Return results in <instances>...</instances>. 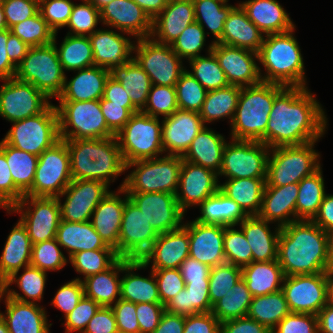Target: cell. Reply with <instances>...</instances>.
<instances>
[{"label": "cell", "instance_id": "2644e50d", "mask_svg": "<svg viewBox=\"0 0 333 333\" xmlns=\"http://www.w3.org/2000/svg\"><path fill=\"white\" fill-rule=\"evenodd\" d=\"M101 306L93 299L82 297L77 306L65 317L66 333H83L88 322Z\"/></svg>", "mask_w": 333, "mask_h": 333}, {"label": "cell", "instance_id": "4316f807", "mask_svg": "<svg viewBox=\"0 0 333 333\" xmlns=\"http://www.w3.org/2000/svg\"><path fill=\"white\" fill-rule=\"evenodd\" d=\"M88 37L95 66L111 71L114 67L124 66L132 59L134 44L128 37L105 29H97Z\"/></svg>", "mask_w": 333, "mask_h": 333}, {"label": "cell", "instance_id": "03108f58", "mask_svg": "<svg viewBox=\"0 0 333 333\" xmlns=\"http://www.w3.org/2000/svg\"><path fill=\"white\" fill-rule=\"evenodd\" d=\"M206 33L199 23L188 25L170 44L172 50L181 58L191 60L198 56L205 44Z\"/></svg>", "mask_w": 333, "mask_h": 333}, {"label": "cell", "instance_id": "30bf717a", "mask_svg": "<svg viewBox=\"0 0 333 333\" xmlns=\"http://www.w3.org/2000/svg\"><path fill=\"white\" fill-rule=\"evenodd\" d=\"M159 117L134 113L116 134L125 164L159 157L164 152Z\"/></svg>", "mask_w": 333, "mask_h": 333}, {"label": "cell", "instance_id": "09005b40", "mask_svg": "<svg viewBox=\"0 0 333 333\" xmlns=\"http://www.w3.org/2000/svg\"><path fill=\"white\" fill-rule=\"evenodd\" d=\"M221 323L211 313L192 314L185 317L183 333H220Z\"/></svg>", "mask_w": 333, "mask_h": 333}, {"label": "cell", "instance_id": "2a66077c", "mask_svg": "<svg viewBox=\"0 0 333 333\" xmlns=\"http://www.w3.org/2000/svg\"><path fill=\"white\" fill-rule=\"evenodd\" d=\"M165 306L161 303H137L136 316L140 326V333H152L159 325Z\"/></svg>", "mask_w": 333, "mask_h": 333}, {"label": "cell", "instance_id": "89a4df30", "mask_svg": "<svg viewBox=\"0 0 333 333\" xmlns=\"http://www.w3.org/2000/svg\"><path fill=\"white\" fill-rule=\"evenodd\" d=\"M271 333H319L317 315L290 312Z\"/></svg>", "mask_w": 333, "mask_h": 333}, {"label": "cell", "instance_id": "7dc6e473", "mask_svg": "<svg viewBox=\"0 0 333 333\" xmlns=\"http://www.w3.org/2000/svg\"><path fill=\"white\" fill-rule=\"evenodd\" d=\"M241 86L228 85L217 90L207 91L200 113L203 123L228 117L230 122L234 118Z\"/></svg>", "mask_w": 333, "mask_h": 333}, {"label": "cell", "instance_id": "bcb514c9", "mask_svg": "<svg viewBox=\"0 0 333 333\" xmlns=\"http://www.w3.org/2000/svg\"><path fill=\"white\" fill-rule=\"evenodd\" d=\"M23 269L24 272L19 276V278L17 277V273H13L0 287L3 291V295H7L8 297L20 302L36 304L37 301L43 298L44 287L47 279L46 271H42L31 265L26 266ZM15 282L22 293H24V296L8 288Z\"/></svg>", "mask_w": 333, "mask_h": 333}, {"label": "cell", "instance_id": "e575fe53", "mask_svg": "<svg viewBox=\"0 0 333 333\" xmlns=\"http://www.w3.org/2000/svg\"><path fill=\"white\" fill-rule=\"evenodd\" d=\"M145 267L147 266L141 260L122 258V272L127 274L121 278L120 299L135 304L161 303L153 270H151L150 278L132 272Z\"/></svg>", "mask_w": 333, "mask_h": 333}, {"label": "cell", "instance_id": "11a10c76", "mask_svg": "<svg viewBox=\"0 0 333 333\" xmlns=\"http://www.w3.org/2000/svg\"><path fill=\"white\" fill-rule=\"evenodd\" d=\"M212 44L208 48V56H198L189 60L191 75L207 90H217L229 85L219 61L212 52Z\"/></svg>", "mask_w": 333, "mask_h": 333}, {"label": "cell", "instance_id": "836d02e7", "mask_svg": "<svg viewBox=\"0 0 333 333\" xmlns=\"http://www.w3.org/2000/svg\"><path fill=\"white\" fill-rule=\"evenodd\" d=\"M270 222L258 215L247 216L241 223L242 229L252 250V262H268L277 260L278 240L280 227H276L272 233Z\"/></svg>", "mask_w": 333, "mask_h": 333}, {"label": "cell", "instance_id": "11e5206c", "mask_svg": "<svg viewBox=\"0 0 333 333\" xmlns=\"http://www.w3.org/2000/svg\"><path fill=\"white\" fill-rule=\"evenodd\" d=\"M116 317L119 333H138L140 326L136 316V304L122 299L111 307Z\"/></svg>", "mask_w": 333, "mask_h": 333}, {"label": "cell", "instance_id": "ab89813d", "mask_svg": "<svg viewBox=\"0 0 333 333\" xmlns=\"http://www.w3.org/2000/svg\"><path fill=\"white\" fill-rule=\"evenodd\" d=\"M242 269V279L253 297L282 290L284 273L277 260L252 262Z\"/></svg>", "mask_w": 333, "mask_h": 333}, {"label": "cell", "instance_id": "8fae6325", "mask_svg": "<svg viewBox=\"0 0 333 333\" xmlns=\"http://www.w3.org/2000/svg\"><path fill=\"white\" fill-rule=\"evenodd\" d=\"M12 123L3 140L21 151L39 156L60 140L58 114L53 104L42 113Z\"/></svg>", "mask_w": 333, "mask_h": 333}, {"label": "cell", "instance_id": "ee69618b", "mask_svg": "<svg viewBox=\"0 0 333 333\" xmlns=\"http://www.w3.org/2000/svg\"><path fill=\"white\" fill-rule=\"evenodd\" d=\"M212 307L209 298V281L185 282V288L165 305V311L186 317L211 312Z\"/></svg>", "mask_w": 333, "mask_h": 333}, {"label": "cell", "instance_id": "4fadbf2b", "mask_svg": "<svg viewBox=\"0 0 333 333\" xmlns=\"http://www.w3.org/2000/svg\"><path fill=\"white\" fill-rule=\"evenodd\" d=\"M270 148L260 141L237 140L227 143L219 175L228 179L267 178Z\"/></svg>", "mask_w": 333, "mask_h": 333}, {"label": "cell", "instance_id": "681fc988", "mask_svg": "<svg viewBox=\"0 0 333 333\" xmlns=\"http://www.w3.org/2000/svg\"><path fill=\"white\" fill-rule=\"evenodd\" d=\"M298 185L299 194L296 200V221L312 220L317 214L326 194L321 167L312 175L301 179Z\"/></svg>", "mask_w": 333, "mask_h": 333}, {"label": "cell", "instance_id": "ffe728a7", "mask_svg": "<svg viewBox=\"0 0 333 333\" xmlns=\"http://www.w3.org/2000/svg\"><path fill=\"white\" fill-rule=\"evenodd\" d=\"M127 194L158 234L177 230L182 226L184 212L180 209L175 194L165 192H127Z\"/></svg>", "mask_w": 333, "mask_h": 333}, {"label": "cell", "instance_id": "ac0fdd59", "mask_svg": "<svg viewBox=\"0 0 333 333\" xmlns=\"http://www.w3.org/2000/svg\"><path fill=\"white\" fill-rule=\"evenodd\" d=\"M158 236L144 214L128 198L125 201L119 231V257L141 260Z\"/></svg>", "mask_w": 333, "mask_h": 333}, {"label": "cell", "instance_id": "003e7915", "mask_svg": "<svg viewBox=\"0 0 333 333\" xmlns=\"http://www.w3.org/2000/svg\"><path fill=\"white\" fill-rule=\"evenodd\" d=\"M74 4L71 0H40L39 11L48 26L58 33L59 28L67 25Z\"/></svg>", "mask_w": 333, "mask_h": 333}, {"label": "cell", "instance_id": "816d5d0a", "mask_svg": "<svg viewBox=\"0 0 333 333\" xmlns=\"http://www.w3.org/2000/svg\"><path fill=\"white\" fill-rule=\"evenodd\" d=\"M59 61L64 71H77L95 66L91 43L88 36H65L59 49Z\"/></svg>", "mask_w": 333, "mask_h": 333}, {"label": "cell", "instance_id": "d6986e66", "mask_svg": "<svg viewBox=\"0 0 333 333\" xmlns=\"http://www.w3.org/2000/svg\"><path fill=\"white\" fill-rule=\"evenodd\" d=\"M109 185L97 180H72L58 201L61 220L69 222H87L101 200L110 193ZM66 195L62 204L61 196Z\"/></svg>", "mask_w": 333, "mask_h": 333}, {"label": "cell", "instance_id": "db71d44e", "mask_svg": "<svg viewBox=\"0 0 333 333\" xmlns=\"http://www.w3.org/2000/svg\"><path fill=\"white\" fill-rule=\"evenodd\" d=\"M195 22L205 30L206 25L215 36L216 43L223 34V28L230 11L235 7L224 0H193ZM205 23V24H204Z\"/></svg>", "mask_w": 333, "mask_h": 333}, {"label": "cell", "instance_id": "52a82bcc", "mask_svg": "<svg viewBox=\"0 0 333 333\" xmlns=\"http://www.w3.org/2000/svg\"><path fill=\"white\" fill-rule=\"evenodd\" d=\"M56 36L57 33L49 45L30 47L15 75L18 80L34 85L49 99L58 98L66 77L56 50Z\"/></svg>", "mask_w": 333, "mask_h": 333}, {"label": "cell", "instance_id": "7a4b0ae2", "mask_svg": "<svg viewBox=\"0 0 333 333\" xmlns=\"http://www.w3.org/2000/svg\"><path fill=\"white\" fill-rule=\"evenodd\" d=\"M329 234L312 220H297L281 228L277 261L284 276L327 272Z\"/></svg>", "mask_w": 333, "mask_h": 333}, {"label": "cell", "instance_id": "9c48e42d", "mask_svg": "<svg viewBox=\"0 0 333 333\" xmlns=\"http://www.w3.org/2000/svg\"><path fill=\"white\" fill-rule=\"evenodd\" d=\"M59 103L55 107L60 139H102L116 136L106 124L100 100Z\"/></svg>", "mask_w": 333, "mask_h": 333}, {"label": "cell", "instance_id": "74e56055", "mask_svg": "<svg viewBox=\"0 0 333 333\" xmlns=\"http://www.w3.org/2000/svg\"><path fill=\"white\" fill-rule=\"evenodd\" d=\"M226 144L221 134L204 126L193 139L182 159L211 169L218 174Z\"/></svg>", "mask_w": 333, "mask_h": 333}, {"label": "cell", "instance_id": "f35d334b", "mask_svg": "<svg viewBox=\"0 0 333 333\" xmlns=\"http://www.w3.org/2000/svg\"><path fill=\"white\" fill-rule=\"evenodd\" d=\"M56 240L60 246L66 248L69 258L81 251L114 249L103 241L90 221L76 223L60 220Z\"/></svg>", "mask_w": 333, "mask_h": 333}, {"label": "cell", "instance_id": "67dfc351", "mask_svg": "<svg viewBox=\"0 0 333 333\" xmlns=\"http://www.w3.org/2000/svg\"><path fill=\"white\" fill-rule=\"evenodd\" d=\"M129 92L130 90H125L120 82L109 76L105 85L103 98L110 101V104H124V107L134 114L139 112V110L132 104L128 95Z\"/></svg>", "mask_w": 333, "mask_h": 333}, {"label": "cell", "instance_id": "7bdbcfd3", "mask_svg": "<svg viewBox=\"0 0 333 333\" xmlns=\"http://www.w3.org/2000/svg\"><path fill=\"white\" fill-rule=\"evenodd\" d=\"M266 178L228 179L219 190L233 199L248 215H258L262 207Z\"/></svg>", "mask_w": 333, "mask_h": 333}, {"label": "cell", "instance_id": "d6a6232c", "mask_svg": "<svg viewBox=\"0 0 333 333\" xmlns=\"http://www.w3.org/2000/svg\"><path fill=\"white\" fill-rule=\"evenodd\" d=\"M6 315L0 313L9 333H50L45 309L35 303H24L5 296Z\"/></svg>", "mask_w": 333, "mask_h": 333}, {"label": "cell", "instance_id": "b9f144b4", "mask_svg": "<svg viewBox=\"0 0 333 333\" xmlns=\"http://www.w3.org/2000/svg\"><path fill=\"white\" fill-rule=\"evenodd\" d=\"M199 206L201 216L195 221L203 224L236 226L248 216L233 199L220 190L206 198Z\"/></svg>", "mask_w": 333, "mask_h": 333}, {"label": "cell", "instance_id": "9f6ffc18", "mask_svg": "<svg viewBox=\"0 0 333 333\" xmlns=\"http://www.w3.org/2000/svg\"><path fill=\"white\" fill-rule=\"evenodd\" d=\"M120 257L115 249H97L73 254L69 260L78 273L86 278L110 268Z\"/></svg>", "mask_w": 333, "mask_h": 333}, {"label": "cell", "instance_id": "4dcf8cb0", "mask_svg": "<svg viewBox=\"0 0 333 333\" xmlns=\"http://www.w3.org/2000/svg\"><path fill=\"white\" fill-rule=\"evenodd\" d=\"M262 34L239 4L230 11L224 24L222 37L216 43L258 53L265 37Z\"/></svg>", "mask_w": 333, "mask_h": 333}, {"label": "cell", "instance_id": "6f0895ef", "mask_svg": "<svg viewBox=\"0 0 333 333\" xmlns=\"http://www.w3.org/2000/svg\"><path fill=\"white\" fill-rule=\"evenodd\" d=\"M10 30L29 47L49 45L53 43L55 35L40 11L34 16L15 24Z\"/></svg>", "mask_w": 333, "mask_h": 333}, {"label": "cell", "instance_id": "60d3db41", "mask_svg": "<svg viewBox=\"0 0 333 333\" xmlns=\"http://www.w3.org/2000/svg\"><path fill=\"white\" fill-rule=\"evenodd\" d=\"M119 272H122V258L107 270L84 278L82 282L85 296L93 299L101 307H112V304L120 299Z\"/></svg>", "mask_w": 333, "mask_h": 333}, {"label": "cell", "instance_id": "e0dca14e", "mask_svg": "<svg viewBox=\"0 0 333 333\" xmlns=\"http://www.w3.org/2000/svg\"><path fill=\"white\" fill-rule=\"evenodd\" d=\"M282 291L290 312L317 315L327 304V272L284 276Z\"/></svg>", "mask_w": 333, "mask_h": 333}, {"label": "cell", "instance_id": "f546056e", "mask_svg": "<svg viewBox=\"0 0 333 333\" xmlns=\"http://www.w3.org/2000/svg\"><path fill=\"white\" fill-rule=\"evenodd\" d=\"M298 194V183L279 187L265 186L262 207L258 216L270 223L277 221V226L280 228L296 221V200ZM291 216L293 218H289Z\"/></svg>", "mask_w": 333, "mask_h": 333}, {"label": "cell", "instance_id": "f907efd6", "mask_svg": "<svg viewBox=\"0 0 333 333\" xmlns=\"http://www.w3.org/2000/svg\"><path fill=\"white\" fill-rule=\"evenodd\" d=\"M290 313L282 290L252 298L247 315L272 330Z\"/></svg>", "mask_w": 333, "mask_h": 333}, {"label": "cell", "instance_id": "b9fcfbb0", "mask_svg": "<svg viewBox=\"0 0 333 333\" xmlns=\"http://www.w3.org/2000/svg\"><path fill=\"white\" fill-rule=\"evenodd\" d=\"M102 114L108 128L116 135L129 121L133 113L124 104H110L103 97L100 99Z\"/></svg>", "mask_w": 333, "mask_h": 333}, {"label": "cell", "instance_id": "8c879c8a", "mask_svg": "<svg viewBox=\"0 0 333 333\" xmlns=\"http://www.w3.org/2000/svg\"><path fill=\"white\" fill-rule=\"evenodd\" d=\"M84 286L80 278L67 282L61 286L51 304L60 309L67 316L84 296Z\"/></svg>", "mask_w": 333, "mask_h": 333}, {"label": "cell", "instance_id": "6da1fadb", "mask_svg": "<svg viewBox=\"0 0 333 333\" xmlns=\"http://www.w3.org/2000/svg\"><path fill=\"white\" fill-rule=\"evenodd\" d=\"M327 117L307 87H285L275 98L266 127V145H301L324 135Z\"/></svg>", "mask_w": 333, "mask_h": 333}, {"label": "cell", "instance_id": "603ad722", "mask_svg": "<svg viewBox=\"0 0 333 333\" xmlns=\"http://www.w3.org/2000/svg\"><path fill=\"white\" fill-rule=\"evenodd\" d=\"M312 221L326 233L330 234L333 232V195L325 194Z\"/></svg>", "mask_w": 333, "mask_h": 333}, {"label": "cell", "instance_id": "94428289", "mask_svg": "<svg viewBox=\"0 0 333 333\" xmlns=\"http://www.w3.org/2000/svg\"><path fill=\"white\" fill-rule=\"evenodd\" d=\"M101 20L100 10L89 0L82 4H74L66 26L70 28L67 34L74 36H90L97 31L95 27ZM87 34V35H86Z\"/></svg>", "mask_w": 333, "mask_h": 333}, {"label": "cell", "instance_id": "753ad0ef", "mask_svg": "<svg viewBox=\"0 0 333 333\" xmlns=\"http://www.w3.org/2000/svg\"><path fill=\"white\" fill-rule=\"evenodd\" d=\"M24 194L14 185L5 154L0 150V207L9 210Z\"/></svg>", "mask_w": 333, "mask_h": 333}, {"label": "cell", "instance_id": "ba28073f", "mask_svg": "<svg viewBox=\"0 0 333 333\" xmlns=\"http://www.w3.org/2000/svg\"><path fill=\"white\" fill-rule=\"evenodd\" d=\"M315 143L316 141L271 148L265 186L279 187L299 183L301 179L317 171L321 165L318 161L320 155L313 149Z\"/></svg>", "mask_w": 333, "mask_h": 333}, {"label": "cell", "instance_id": "deb4b68c", "mask_svg": "<svg viewBox=\"0 0 333 333\" xmlns=\"http://www.w3.org/2000/svg\"><path fill=\"white\" fill-rule=\"evenodd\" d=\"M220 333H271V330L248 316L221 323Z\"/></svg>", "mask_w": 333, "mask_h": 333}, {"label": "cell", "instance_id": "b62a3aed", "mask_svg": "<svg viewBox=\"0 0 333 333\" xmlns=\"http://www.w3.org/2000/svg\"><path fill=\"white\" fill-rule=\"evenodd\" d=\"M185 282L209 281L211 267L188 256L179 267Z\"/></svg>", "mask_w": 333, "mask_h": 333}, {"label": "cell", "instance_id": "979ff035", "mask_svg": "<svg viewBox=\"0 0 333 333\" xmlns=\"http://www.w3.org/2000/svg\"><path fill=\"white\" fill-rule=\"evenodd\" d=\"M83 333H119L111 307H100L88 322Z\"/></svg>", "mask_w": 333, "mask_h": 333}, {"label": "cell", "instance_id": "277c9868", "mask_svg": "<svg viewBox=\"0 0 333 333\" xmlns=\"http://www.w3.org/2000/svg\"><path fill=\"white\" fill-rule=\"evenodd\" d=\"M286 86L260 82L241 87L238 104L231 123V138L260 141L266 145V127L274 98Z\"/></svg>", "mask_w": 333, "mask_h": 333}, {"label": "cell", "instance_id": "d4e9b609", "mask_svg": "<svg viewBox=\"0 0 333 333\" xmlns=\"http://www.w3.org/2000/svg\"><path fill=\"white\" fill-rule=\"evenodd\" d=\"M103 25H108L138 39L152 34V20L133 0H112L100 9Z\"/></svg>", "mask_w": 333, "mask_h": 333}, {"label": "cell", "instance_id": "8992f818", "mask_svg": "<svg viewBox=\"0 0 333 333\" xmlns=\"http://www.w3.org/2000/svg\"><path fill=\"white\" fill-rule=\"evenodd\" d=\"M182 156L166 155L137 160L126 164V170L136 167L125 178L119 189L126 192H165L176 194L182 166Z\"/></svg>", "mask_w": 333, "mask_h": 333}, {"label": "cell", "instance_id": "5b68a950", "mask_svg": "<svg viewBox=\"0 0 333 333\" xmlns=\"http://www.w3.org/2000/svg\"><path fill=\"white\" fill-rule=\"evenodd\" d=\"M293 31L265 36L258 52L259 62L267 71L260 75L262 82L306 87L303 56Z\"/></svg>", "mask_w": 333, "mask_h": 333}, {"label": "cell", "instance_id": "f1b7e54d", "mask_svg": "<svg viewBox=\"0 0 333 333\" xmlns=\"http://www.w3.org/2000/svg\"><path fill=\"white\" fill-rule=\"evenodd\" d=\"M194 22L193 0L167 2L163 11L152 21L151 38L158 43L170 45Z\"/></svg>", "mask_w": 333, "mask_h": 333}, {"label": "cell", "instance_id": "83f0119b", "mask_svg": "<svg viewBox=\"0 0 333 333\" xmlns=\"http://www.w3.org/2000/svg\"><path fill=\"white\" fill-rule=\"evenodd\" d=\"M119 193L125 194V199ZM129 198L127 192L121 188L117 193H108L97 205L90 221L97 234L110 247L116 250L119 256V231L122 223L125 201Z\"/></svg>", "mask_w": 333, "mask_h": 333}, {"label": "cell", "instance_id": "34e18365", "mask_svg": "<svg viewBox=\"0 0 333 333\" xmlns=\"http://www.w3.org/2000/svg\"><path fill=\"white\" fill-rule=\"evenodd\" d=\"M7 28L10 29L39 11V2L35 0H5L2 4Z\"/></svg>", "mask_w": 333, "mask_h": 333}, {"label": "cell", "instance_id": "44dd1931", "mask_svg": "<svg viewBox=\"0 0 333 333\" xmlns=\"http://www.w3.org/2000/svg\"><path fill=\"white\" fill-rule=\"evenodd\" d=\"M212 52L218 59L229 85L244 87L262 82L261 68L255 61L259 60L258 53L221 43H213Z\"/></svg>", "mask_w": 333, "mask_h": 333}, {"label": "cell", "instance_id": "a7ac6f4b", "mask_svg": "<svg viewBox=\"0 0 333 333\" xmlns=\"http://www.w3.org/2000/svg\"><path fill=\"white\" fill-rule=\"evenodd\" d=\"M158 285L161 304L165 306L177 293L185 288L179 268L153 270Z\"/></svg>", "mask_w": 333, "mask_h": 333}, {"label": "cell", "instance_id": "f5cc1de1", "mask_svg": "<svg viewBox=\"0 0 333 333\" xmlns=\"http://www.w3.org/2000/svg\"><path fill=\"white\" fill-rule=\"evenodd\" d=\"M252 294L241 278L236 284L219 299L212 307L211 313L220 323L245 317L252 301Z\"/></svg>", "mask_w": 333, "mask_h": 333}, {"label": "cell", "instance_id": "5803f987", "mask_svg": "<svg viewBox=\"0 0 333 333\" xmlns=\"http://www.w3.org/2000/svg\"><path fill=\"white\" fill-rule=\"evenodd\" d=\"M8 41V29L0 30V80L15 77L17 66L10 60L6 43Z\"/></svg>", "mask_w": 333, "mask_h": 333}, {"label": "cell", "instance_id": "be15d7a7", "mask_svg": "<svg viewBox=\"0 0 333 333\" xmlns=\"http://www.w3.org/2000/svg\"><path fill=\"white\" fill-rule=\"evenodd\" d=\"M178 109L175 86L153 85L148 94L147 102L141 112L152 117L170 116Z\"/></svg>", "mask_w": 333, "mask_h": 333}, {"label": "cell", "instance_id": "cb8c5ba5", "mask_svg": "<svg viewBox=\"0 0 333 333\" xmlns=\"http://www.w3.org/2000/svg\"><path fill=\"white\" fill-rule=\"evenodd\" d=\"M189 233V256L213 268L226 262L221 225L192 221L182 225Z\"/></svg>", "mask_w": 333, "mask_h": 333}, {"label": "cell", "instance_id": "e7e4bbea", "mask_svg": "<svg viewBox=\"0 0 333 333\" xmlns=\"http://www.w3.org/2000/svg\"><path fill=\"white\" fill-rule=\"evenodd\" d=\"M59 246L56 238L33 244L30 265L46 272L62 269L67 263V258Z\"/></svg>", "mask_w": 333, "mask_h": 333}, {"label": "cell", "instance_id": "2e32d148", "mask_svg": "<svg viewBox=\"0 0 333 333\" xmlns=\"http://www.w3.org/2000/svg\"><path fill=\"white\" fill-rule=\"evenodd\" d=\"M0 116L11 123L42 113L51 103L34 85L16 77L2 80Z\"/></svg>", "mask_w": 333, "mask_h": 333}, {"label": "cell", "instance_id": "6125c7cd", "mask_svg": "<svg viewBox=\"0 0 333 333\" xmlns=\"http://www.w3.org/2000/svg\"><path fill=\"white\" fill-rule=\"evenodd\" d=\"M227 226L224 231V253L227 263L244 267L252 263V250L242 231Z\"/></svg>", "mask_w": 333, "mask_h": 333}, {"label": "cell", "instance_id": "1f68e13d", "mask_svg": "<svg viewBox=\"0 0 333 333\" xmlns=\"http://www.w3.org/2000/svg\"><path fill=\"white\" fill-rule=\"evenodd\" d=\"M78 73L67 81L58 96L59 101H91L103 97L106 82L110 71L99 66H92L77 70Z\"/></svg>", "mask_w": 333, "mask_h": 333}, {"label": "cell", "instance_id": "680465c9", "mask_svg": "<svg viewBox=\"0 0 333 333\" xmlns=\"http://www.w3.org/2000/svg\"><path fill=\"white\" fill-rule=\"evenodd\" d=\"M178 109L200 112L207 90L185 70L175 84Z\"/></svg>", "mask_w": 333, "mask_h": 333}, {"label": "cell", "instance_id": "7402d4cb", "mask_svg": "<svg viewBox=\"0 0 333 333\" xmlns=\"http://www.w3.org/2000/svg\"><path fill=\"white\" fill-rule=\"evenodd\" d=\"M218 182V174L213 170L183 160L175 194L180 209L185 213L187 208L199 206L219 190Z\"/></svg>", "mask_w": 333, "mask_h": 333}, {"label": "cell", "instance_id": "f6af8a7d", "mask_svg": "<svg viewBox=\"0 0 333 333\" xmlns=\"http://www.w3.org/2000/svg\"><path fill=\"white\" fill-rule=\"evenodd\" d=\"M110 76L120 82L125 90H130L129 97L132 104L141 111L148 98L152 83L148 74L132 58L124 66L114 67Z\"/></svg>", "mask_w": 333, "mask_h": 333}, {"label": "cell", "instance_id": "3957f363", "mask_svg": "<svg viewBox=\"0 0 333 333\" xmlns=\"http://www.w3.org/2000/svg\"><path fill=\"white\" fill-rule=\"evenodd\" d=\"M62 140L67 143L72 180H97L109 185L126 170L116 136Z\"/></svg>", "mask_w": 333, "mask_h": 333}, {"label": "cell", "instance_id": "484cf974", "mask_svg": "<svg viewBox=\"0 0 333 333\" xmlns=\"http://www.w3.org/2000/svg\"><path fill=\"white\" fill-rule=\"evenodd\" d=\"M189 256V233L181 226L177 230L159 234L150 250L141 258L152 270L179 268Z\"/></svg>", "mask_w": 333, "mask_h": 333}, {"label": "cell", "instance_id": "d590c367", "mask_svg": "<svg viewBox=\"0 0 333 333\" xmlns=\"http://www.w3.org/2000/svg\"><path fill=\"white\" fill-rule=\"evenodd\" d=\"M239 4L247 13L248 18L265 35L295 29L289 14L277 0H248Z\"/></svg>", "mask_w": 333, "mask_h": 333}, {"label": "cell", "instance_id": "9a60e30c", "mask_svg": "<svg viewBox=\"0 0 333 333\" xmlns=\"http://www.w3.org/2000/svg\"><path fill=\"white\" fill-rule=\"evenodd\" d=\"M25 205H28L24 212ZM10 212L21 213L20 221L26 227L32 244L56 238L61 220L58 197L24 196L14 204Z\"/></svg>", "mask_w": 333, "mask_h": 333}, {"label": "cell", "instance_id": "91938a15", "mask_svg": "<svg viewBox=\"0 0 333 333\" xmlns=\"http://www.w3.org/2000/svg\"><path fill=\"white\" fill-rule=\"evenodd\" d=\"M242 278L241 267L223 263L211 268L209 273V298L213 306Z\"/></svg>", "mask_w": 333, "mask_h": 333}, {"label": "cell", "instance_id": "8d00e7d4", "mask_svg": "<svg viewBox=\"0 0 333 333\" xmlns=\"http://www.w3.org/2000/svg\"><path fill=\"white\" fill-rule=\"evenodd\" d=\"M32 242L26 227L19 220L7 237L0 257V286L13 273L31 263Z\"/></svg>", "mask_w": 333, "mask_h": 333}, {"label": "cell", "instance_id": "c3c4849f", "mask_svg": "<svg viewBox=\"0 0 333 333\" xmlns=\"http://www.w3.org/2000/svg\"><path fill=\"white\" fill-rule=\"evenodd\" d=\"M0 150L6 156L14 185L25 194L34 182L38 156L21 151L7 144L3 139L0 141Z\"/></svg>", "mask_w": 333, "mask_h": 333}, {"label": "cell", "instance_id": "7c38bea8", "mask_svg": "<svg viewBox=\"0 0 333 333\" xmlns=\"http://www.w3.org/2000/svg\"><path fill=\"white\" fill-rule=\"evenodd\" d=\"M71 181L67 143L60 139L38 156L34 182L24 196L58 197Z\"/></svg>", "mask_w": 333, "mask_h": 333}, {"label": "cell", "instance_id": "603a6c76", "mask_svg": "<svg viewBox=\"0 0 333 333\" xmlns=\"http://www.w3.org/2000/svg\"><path fill=\"white\" fill-rule=\"evenodd\" d=\"M162 145L168 155L183 156L205 126L199 112L177 109L162 120Z\"/></svg>", "mask_w": 333, "mask_h": 333}, {"label": "cell", "instance_id": "5bb4252c", "mask_svg": "<svg viewBox=\"0 0 333 333\" xmlns=\"http://www.w3.org/2000/svg\"><path fill=\"white\" fill-rule=\"evenodd\" d=\"M133 51L136 56L132 58L148 74L153 85L175 86L186 70L170 45L158 43L151 37L138 39Z\"/></svg>", "mask_w": 333, "mask_h": 333}]
</instances>
